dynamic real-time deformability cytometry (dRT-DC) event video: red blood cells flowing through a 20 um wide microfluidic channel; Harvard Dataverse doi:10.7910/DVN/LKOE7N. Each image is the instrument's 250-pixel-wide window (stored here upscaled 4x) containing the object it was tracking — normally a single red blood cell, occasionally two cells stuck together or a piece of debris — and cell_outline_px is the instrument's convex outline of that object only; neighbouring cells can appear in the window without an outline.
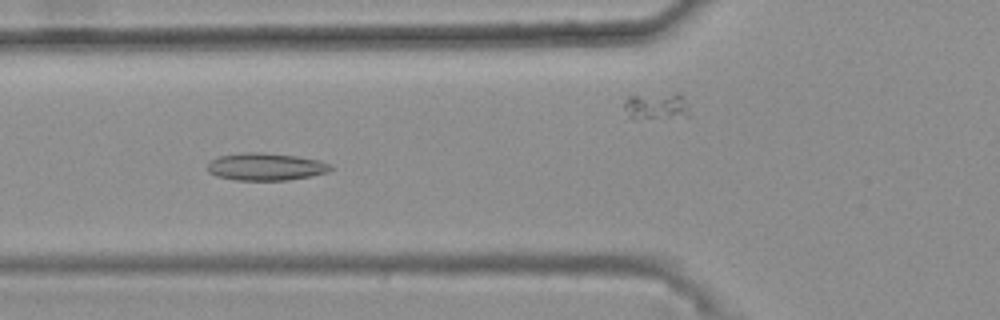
{"species": "common noctule bat (a hibernating species)", "species_latin": "Nyctalus noctula", "temperature_condition": "warm", "stored_images_in_passage": 45, "camera_frame_rate_fps": 3000, "um_per_image_px": 0.085, "animal": {"sex": "female", "body_mass_g": 25.1}, "frame": {"image": 1, "passage_image": 17, "time_ms": 5.333, "image_size_px": [1000, 320], "cell_outline_px": [[336, 168], [328, 172], [288, 180], [236, 180], [216, 176], [208, 172], [208, 164], [212, 160], [220, 156], [244, 152], [260, 152], [296, 156], [320, 160]], "centroid_in_image_um": [22.6, 14.17], "position_along_channel_um": 103.2, "area_um2": 19.59}}
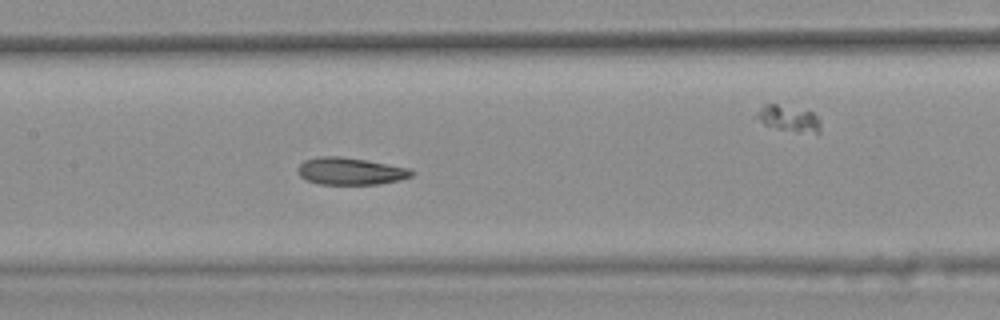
{"frame": {"image": 2, "passage_image": 23, "time_ms": 7.333, "image_size_px": [1000, 320], "cell_outline_px": [[416, 172], [412, 176], [400, 180], [380, 184], [320, 184], [308, 180], [300, 176], [300, 164], [304, 160], [316, 156], [340, 156], [388, 164], [408, 168]], "centroid_in_image_um": [29.82, 14.55], "position_along_channel_um": 177.6, "area_um2": 17.86}}
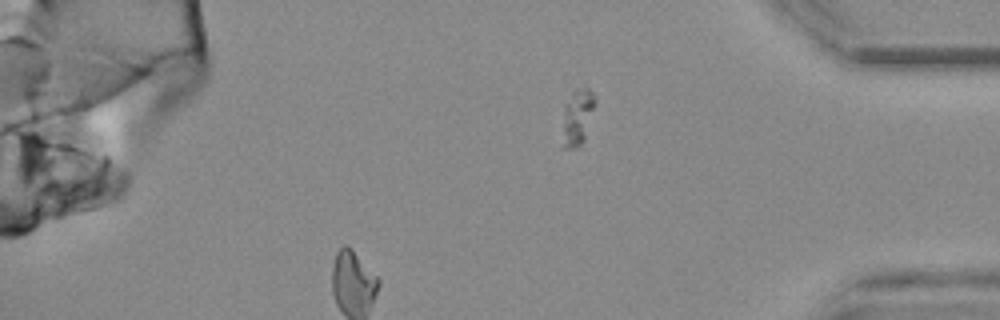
{"frame": {"image": 3, "passage_image": 45, "time_ms": 14.667, "image_size_px": [1000, 320], "cell_outline_px": [[596, 104], [584, 140], [580, 144], [572, 148], [560, 148], [564, 104], [572, 92], [576, 88], [584, 84], [596, 96]], "centroid_in_image_um": [49.06, 9.92], "position_along_channel_um": 386.1, "area_um2": 11.27}, "authors_computed_cell_mechanics": {"area_um2": 18.2648, "velocity_mm_per_s": 3.7138, "shape_relaxation_time_tau1_ms": null, "shape_relaxation_time_tau2_ms": 2.1804, "deformation_change_tau1": null, "deformation_change_tau2": 0.0809}}